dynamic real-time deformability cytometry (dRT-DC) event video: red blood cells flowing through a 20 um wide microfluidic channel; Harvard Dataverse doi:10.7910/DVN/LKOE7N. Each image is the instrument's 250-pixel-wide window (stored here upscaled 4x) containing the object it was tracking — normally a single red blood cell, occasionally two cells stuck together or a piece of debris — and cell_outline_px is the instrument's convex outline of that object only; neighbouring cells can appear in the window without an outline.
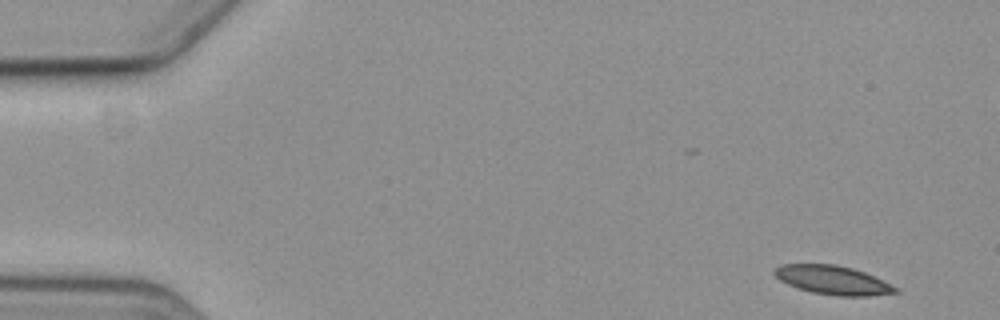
{"species": "common noctule bat (a hibernating species)", "species_latin": "Nyctalus noctula", "temperature_condition": "cold", "stored_images_in_passage": 5, "camera_frame_rate_fps": 3000, "um_per_image_px": 0.085, "animal": {"sex": "female", "body_mass_g": 19.3, "forearm_length_mm": 54.1}, "frame": {"image": 1, "passage_image": 1, "time_ms": 0.0, "image_size_px": [1000, 320], "cell_outline_px": [[900, 292], [868, 296], [836, 296], [812, 292], [788, 284], [780, 280], [772, 272], [772, 268], [780, 264], [836, 264], [852, 268], [864, 272], [900, 288]], "centroid_in_image_um": [70.79, 23.8], "position_along_channel_um": 14.2, "area_um2": 20.4}}